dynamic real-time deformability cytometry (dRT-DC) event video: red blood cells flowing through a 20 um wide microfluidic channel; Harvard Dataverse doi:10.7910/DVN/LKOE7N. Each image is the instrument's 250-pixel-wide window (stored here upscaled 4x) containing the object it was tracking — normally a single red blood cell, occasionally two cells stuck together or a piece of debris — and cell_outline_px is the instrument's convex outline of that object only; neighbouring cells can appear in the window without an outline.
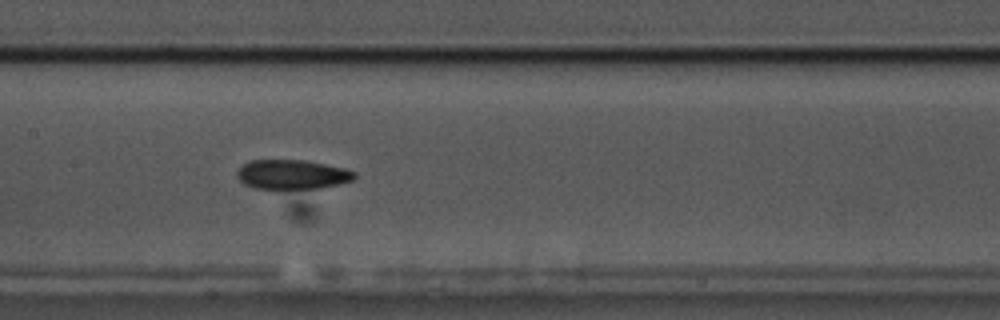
{"species": "common noctule bat (a hibernating species)", "species_latin": "Nyctalus noctula", "temperature_condition": "cold", "stored_images_in_passage": 24, "camera_frame_rate_fps": 3000, "um_per_image_px": 0.085, "animal": {"sex": "male", "body_mass_g": 17.5, "forearm_length_mm": 52.3}, "frame": {"image": 1, "passage_image": 14, "time_ms": 4.333, "image_size_px": [1000, 320], "cell_outline_px": [[356, 176], [352, 180], [320, 188], [256, 188], [244, 184], [236, 176], [236, 172], [248, 160], [304, 160], [344, 168], [356, 172]], "centroid_in_image_um": [24.81, 14.82], "position_along_channel_um": 182.6, "area_um2": 19.88}}